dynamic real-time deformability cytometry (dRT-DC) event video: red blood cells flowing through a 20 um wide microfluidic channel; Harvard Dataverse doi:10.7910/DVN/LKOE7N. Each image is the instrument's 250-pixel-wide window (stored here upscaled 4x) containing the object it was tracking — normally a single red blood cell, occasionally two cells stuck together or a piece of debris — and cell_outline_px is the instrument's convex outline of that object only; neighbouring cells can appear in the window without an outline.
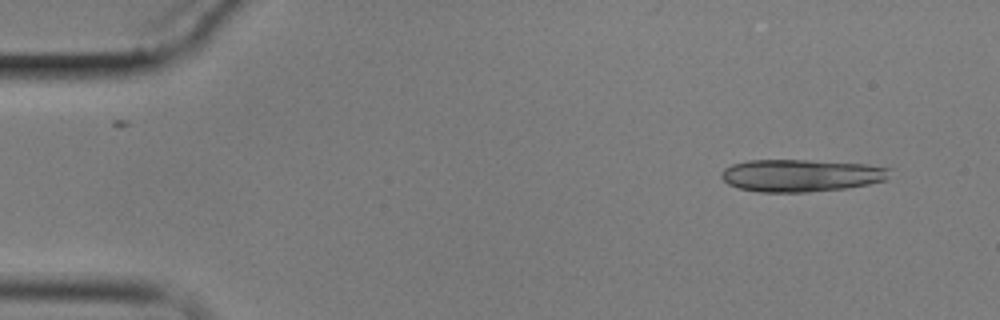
{"species": "common noctule bat (a hibernating species)", "species_latin": "Nyctalus noctula", "temperature_condition": "cold", "stored_images_in_passage": 2, "camera_frame_rate_fps": 3000, "um_per_image_px": 0.085, "animal": {"sex": "male", "body_mass_g": 17.9}, "frame": {"image": 1, "passage_image": 2, "time_ms": 1.333, "image_size_px": [1000, 320], "cell_outline_px": [[892, 168], [888, 180], [848, 188], [808, 192], [760, 192], [740, 188], [728, 184], [720, 176], [720, 172], [724, 168], [732, 164], [748, 160], [808, 160], [868, 164]], "centroid_in_image_um": [68.12, 14.91], "position_along_channel_um": 16.9, "area_um2": 32.08}}